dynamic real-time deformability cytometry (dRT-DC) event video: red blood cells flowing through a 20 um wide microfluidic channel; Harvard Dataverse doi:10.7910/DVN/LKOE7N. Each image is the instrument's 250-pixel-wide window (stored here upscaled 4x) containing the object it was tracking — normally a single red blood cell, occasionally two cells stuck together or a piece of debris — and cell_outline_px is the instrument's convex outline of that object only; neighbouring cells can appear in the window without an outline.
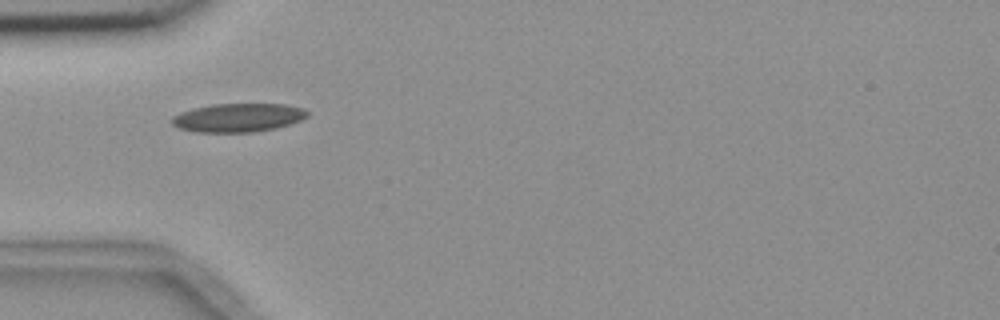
{"species": "common noctule bat (a hibernating species)", "species_latin": "Nyctalus noctula", "temperature_condition": "room temperature", "stored_images_in_passage": 39, "camera_frame_rate_fps": 3000, "um_per_image_px": 0.085, "animal": {"sex": "female", "body_mass_g": 18.4}, "frame": {"image": 1, "passage_image": 1, "time_ms": 0.0, "image_size_px": [1000, 320], "cell_outline_px": [[308, 116], [300, 120], [276, 128], [252, 132], [196, 132], [180, 128], [172, 124], [172, 116], [180, 112], [192, 108], [212, 104], [284, 104], [304, 108], [308, 112]], "centroid_in_image_um": [20.22, 9.99], "position_along_channel_um": 64.8, "area_um2": 22.54}}
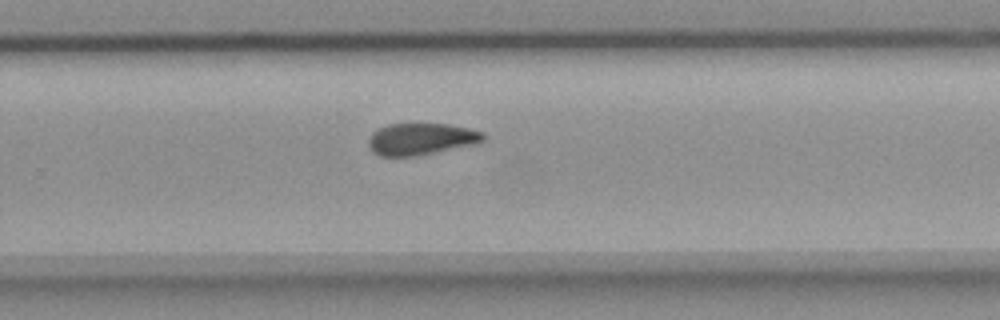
{"frame": {"image": 2, "passage_image": 20, "time_ms": 6.333, "image_size_px": [1000, 320], "cell_outline_px": [[484, 140], [480, 144], [412, 156], [380, 156], [368, 144], [368, 140], [372, 132], [376, 128], [388, 124], [448, 124], [468, 128], [484, 132]], "centroid_in_image_um": [35.83, 11.8], "position_along_channel_um": 294.0, "area_um2": 21.27}}
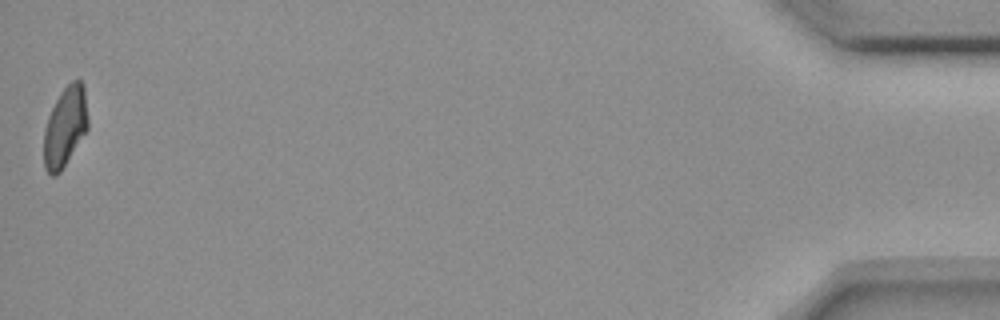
{"frame": {"image": 3, "passage_image": 39, "time_ms": 12.667, "image_size_px": [1000, 320], "cell_outline_px": [[88, 128], [60, 172], [56, 176], [52, 176], [44, 168], [44, 128], [48, 116], [60, 92], [72, 80], [80, 80], [84, 84], [88, 120]], "centroid_in_image_um": [5.53, 10.76], "position_along_channel_um": 429.7, "area_um2": 20.46}, "authors_computed_cell_mechanics": {"area_um2": 21.5594, "velocity_mm_per_s": 3.6482, "shape_relaxation_time_tau1_ms": null, "shape_relaxation_time_tau2_ms": 4.3299, "deformation_change_tau1": null, "deformation_change_tau2": 0.1053}}